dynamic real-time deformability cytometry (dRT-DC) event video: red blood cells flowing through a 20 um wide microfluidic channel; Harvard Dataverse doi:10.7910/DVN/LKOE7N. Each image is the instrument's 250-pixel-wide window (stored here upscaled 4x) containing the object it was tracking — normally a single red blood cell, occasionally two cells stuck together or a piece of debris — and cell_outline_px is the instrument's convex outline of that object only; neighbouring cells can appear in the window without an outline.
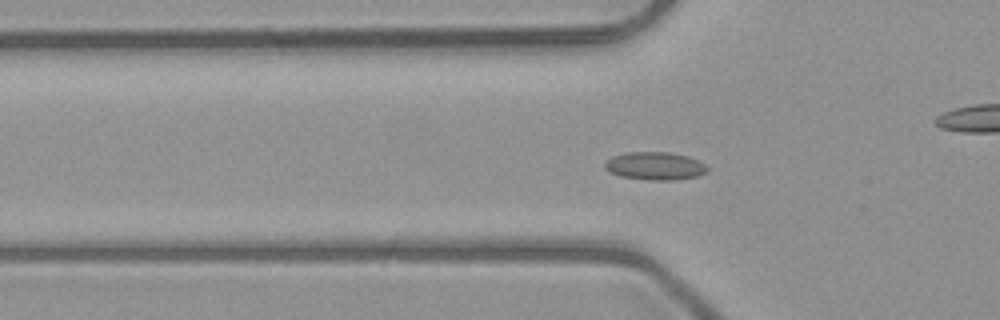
{"species": "common noctule bat (a hibernating species)", "species_latin": "Nyctalus noctula", "temperature_condition": "room temperature", "stored_images_in_passage": 52, "camera_frame_rate_fps": 3000, "um_per_image_px": 0.085, "animal": {"sex": "male", "body_mass_g": 23.1, "forearm_length_mm": 52.7}, "frame": {"image": 1, "passage_image": 17, "time_ms": 5.333, "image_size_px": [1000, 320], "cell_outline_px": [[708, 172], [696, 176], [672, 180], [648, 180], [620, 176], [608, 172], [604, 168], [604, 164], [612, 156], [628, 152], [668, 152], [688, 156], [704, 164], [708, 168]], "centroid_in_image_um": [55.65, 14.11], "position_along_channel_um": 70.2, "area_um2": 16.65}}
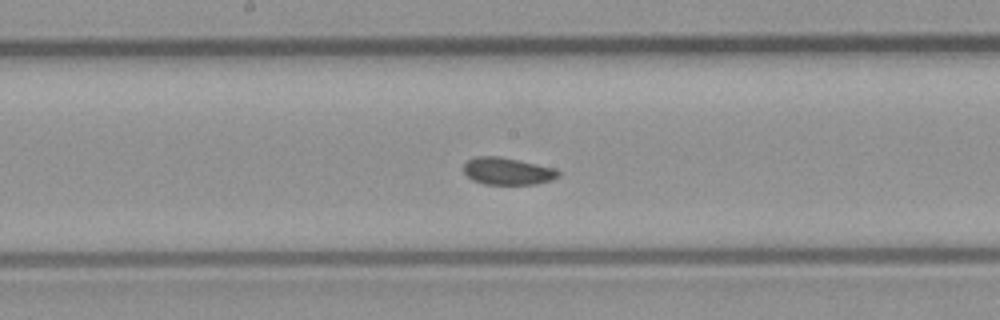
{"frame": {"image": 2, "passage_image": 27, "time_ms": 8.667, "image_size_px": [1000, 320], "cell_outline_px": [[560, 176], [552, 180], [536, 184], [484, 184], [472, 180], [464, 172], [464, 164], [468, 160], [476, 156], [500, 156], [520, 160], [556, 168], [560, 172]], "centroid_in_image_um": [43.17, 14.54], "position_along_channel_um": 205.0, "area_um2": 15.14}}
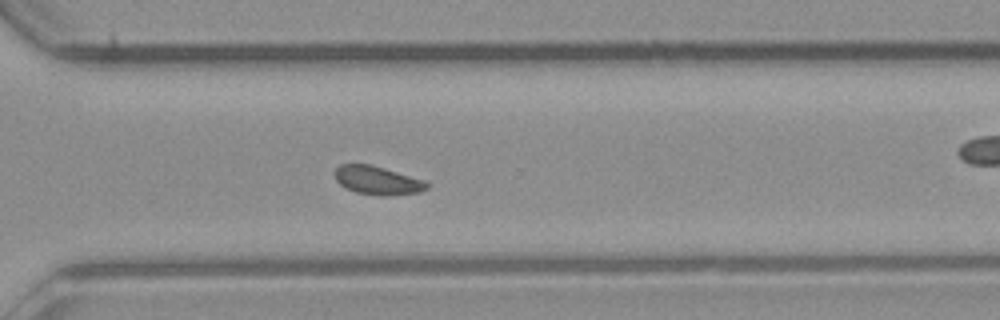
{"frame": {"image": 3, "passage_image": 37, "time_ms": 12.0, "image_size_px": [1000, 320], "cell_outline_px": [[428, 188], [420, 192], [392, 196], [380, 196], [356, 192], [344, 188], [336, 180], [336, 168], [340, 164], [372, 164], [424, 180], [428, 184]], "centroid_in_image_um": [32.09, 15.34], "position_along_channel_um": 338.5, "area_um2": 15.37}, "authors_computed_cell_mechanics": {"area_um2": 15.5193, "velocity_mm_per_s": 4.0205, "shape_relaxation_time_tau1_ms": 5.1148, "shape_relaxation_time_tau2_ms": 4.315, "deformation_change_tau1": 0.0649, "deformation_change_tau2": 0.0574}}